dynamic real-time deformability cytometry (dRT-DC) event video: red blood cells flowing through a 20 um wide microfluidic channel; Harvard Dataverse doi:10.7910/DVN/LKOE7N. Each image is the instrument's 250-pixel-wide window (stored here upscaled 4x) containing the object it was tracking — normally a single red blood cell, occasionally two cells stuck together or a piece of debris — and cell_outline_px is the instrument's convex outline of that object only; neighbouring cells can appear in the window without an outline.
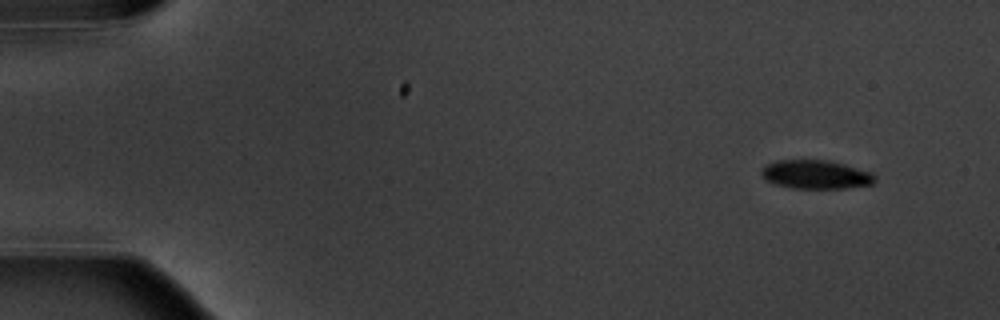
{"species": "common noctule bat (a hibernating species)", "species_latin": "Nyctalus noctula", "temperature_condition": "warm", "stored_images_in_passage": 6, "camera_frame_rate_fps": 3000, "um_per_image_px": 0.085, "animal": {"sex": "male", "body_mass_g": 20.1, "forearm_length_mm": 53.5}, "frame": {"image": 1, "passage_image": 1, "time_ms": 0.0, "image_size_px": [1000, 320], "cell_outline_px": [[876, 180], [872, 184], [844, 188], [792, 188], [776, 184], [764, 180], [760, 172], [760, 168], [776, 160], [828, 160], [844, 164], [872, 172], [876, 176]], "centroid_in_image_um": [69.32, 14.83], "position_along_channel_um": 15.7, "area_um2": 19.07}}